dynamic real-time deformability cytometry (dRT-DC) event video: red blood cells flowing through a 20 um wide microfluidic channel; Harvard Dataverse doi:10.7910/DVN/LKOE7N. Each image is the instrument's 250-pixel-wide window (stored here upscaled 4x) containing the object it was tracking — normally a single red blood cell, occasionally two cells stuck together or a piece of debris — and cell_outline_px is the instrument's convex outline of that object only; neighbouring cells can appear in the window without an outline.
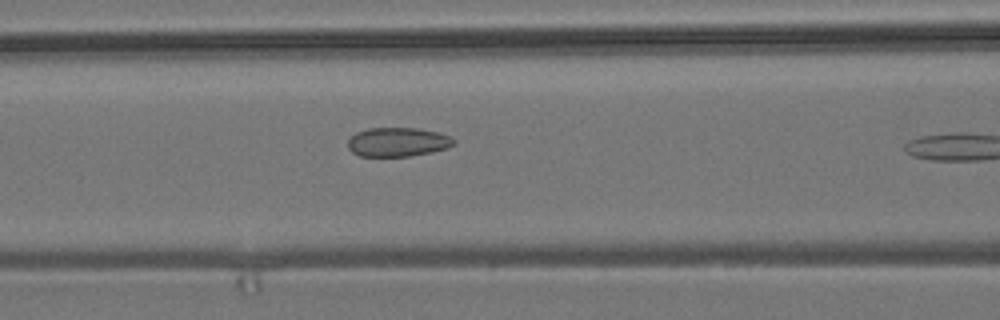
{"species": "common noctule bat (a hibernating species)", "species_latin": "Nyctalus noctula", "temperature_condition": "room temperature", "stored_images_in_passage": 20, "camera_frame_rate_fps": 3000, "um_per_image_px": 0.085, "animal": {"sex": "male", "body_mass_g": 19.2, "forearm_length_mm": 51.8}, "frame": {"image": 1, "passage_image": 12, "time_ms": 3.667, "image_size_px": [1000, 320], "cell_outline_px": [[456, 144], [448, 148], [432, 152], [412, 156], [360, 156], [352, 152], [348, 148], [348, 140], [356, 132], [368, 128], [420, 128], [452, 136], [456, 140]], "centroid_in_image_um": [33.85, 12.07], "position_along_channel_um": 132.8, "area_um2": 18.15}}
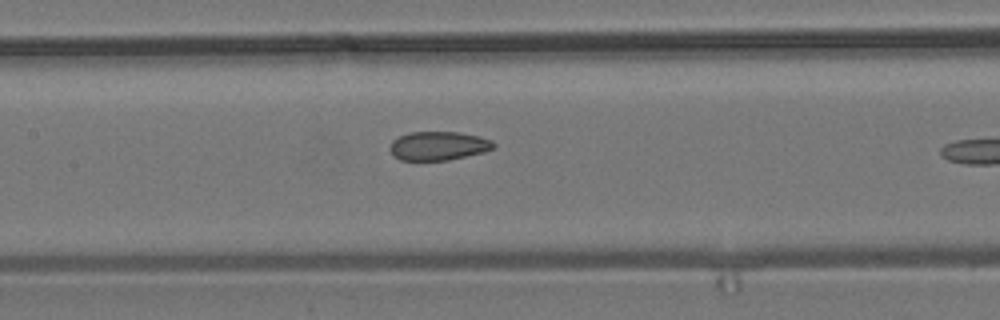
{"frame": {"image": 2, "passage_image": 15, "time_ms": 4.667, "image_size_px": [1000, 320], "cell_outline_px": [[496, 144], [492, 148], [484, 152], [448, 160], [400, 160], [392, 156], [388, 148], [392, 140], [408, 132], [460, 132], [480, 136], [492, 140]], "centroid_in_image_um": [37.23, 12.39], "position_along_channel_um": 170.2, "area_um2": 17.57}}